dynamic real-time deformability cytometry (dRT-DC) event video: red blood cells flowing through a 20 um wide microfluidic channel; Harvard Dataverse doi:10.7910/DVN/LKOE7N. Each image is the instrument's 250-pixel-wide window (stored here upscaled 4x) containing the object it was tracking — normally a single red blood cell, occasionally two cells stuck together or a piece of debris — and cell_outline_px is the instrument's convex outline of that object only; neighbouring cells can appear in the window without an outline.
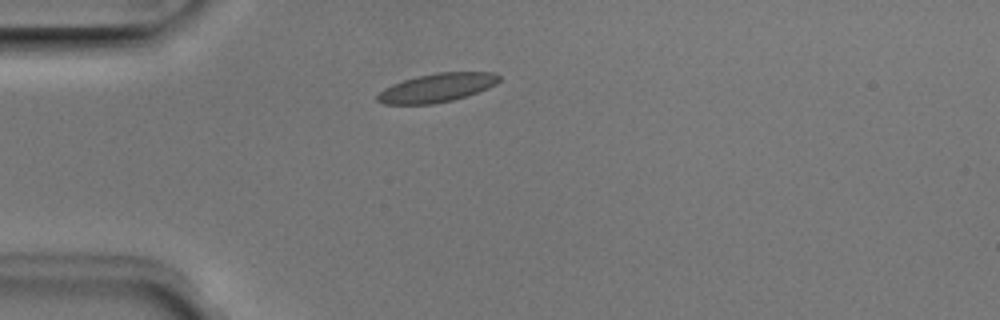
{"species": "Egyptian fruit bat (a non-hibernating species)", "species_latin": "Rousettus aegyptiacus", "temperature_condition": "room temperature", "stored_images_in_passage": 1, "camera_frame_rate_fps": 3000, "um_per_image_px": 0.085, "animal": {"sex": "male"}, "frame": {"image": 1, "passage_image": 1, "time_ms": 0.0, "image_size_px": [1000, 320], "cell_outline_px": [[500, 80], [496, 84], [488, 88], [452, 100], [432, 104], [384, 104], [376, 100], [376, 96], [384, 88], [392, 84], [404, 80], [436, 72], [496, 72], [500, 76]], "centroid_in_image_um": [37.14, 7.45], "position_along_channel_um": 47.9, "area_um2": 20.17}}